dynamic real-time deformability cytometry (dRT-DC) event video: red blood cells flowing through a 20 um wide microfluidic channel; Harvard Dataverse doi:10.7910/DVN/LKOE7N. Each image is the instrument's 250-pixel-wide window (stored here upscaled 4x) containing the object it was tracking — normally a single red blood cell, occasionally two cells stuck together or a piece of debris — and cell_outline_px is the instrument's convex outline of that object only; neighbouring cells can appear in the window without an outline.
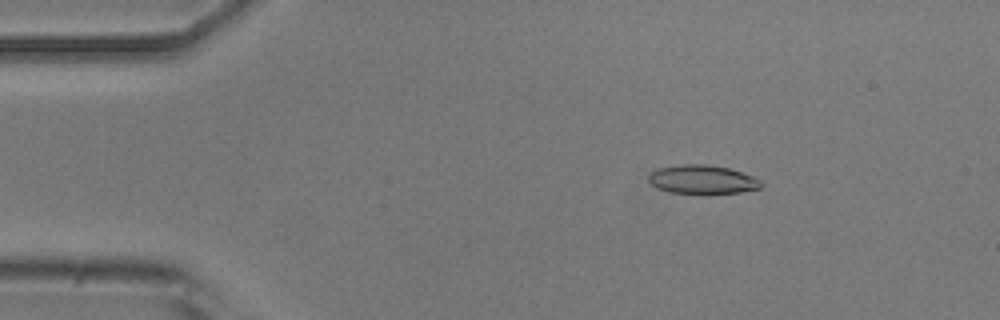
{"species": "common noctule bat (a hibernating species)", "species_latin": "Nyctalus noctula", "temperature_condition": "room temperature", "stored_images_in_passage": 10, "camera_frame_rate_fps": 3000, "um_per_image_px": 0.085, "animal": {"sex": "male", "body_mass_g": 20.5, "forearm_length_mm": 52.5}, "frame": {"image": 1, "passage_image": 2, "time_ms": 0.333, "image_size_px": [1000, 320], "cell_outline_px": [[764, 184], [760, 188], [740, 192], [668, 192], [656, 188], [648, 180], [648, 176], [656, 168], [680, 164], [704, 164], [728, 168], [752, 176], [760, 180]], "centroid_in_image_um": [59.67, 15.23], "position_along_channel_um": 25.3, "area_um2": 18.5}}
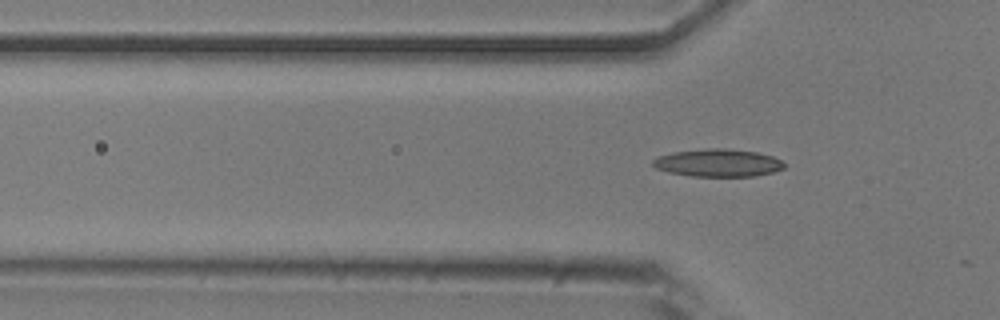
{"frame": {"image": 2, "passage_image": 10, "time_ms": 3.0, "image_size_px": [1000, 320], "cell_outline_px": [[784, 168], [772, 172], [756, 176], [692, 176], [668, 172], [656, 168], [652, 164], [652, 160], [660, 156], [672, 152], [704, 148], [724, 148], [756, 152], [772, 156], [780, 160], [784, 164]], "centroid_in_image_um": [61.01, 13.84], "position_along_channel_um": 64.8, "area_um2": 21.1}}